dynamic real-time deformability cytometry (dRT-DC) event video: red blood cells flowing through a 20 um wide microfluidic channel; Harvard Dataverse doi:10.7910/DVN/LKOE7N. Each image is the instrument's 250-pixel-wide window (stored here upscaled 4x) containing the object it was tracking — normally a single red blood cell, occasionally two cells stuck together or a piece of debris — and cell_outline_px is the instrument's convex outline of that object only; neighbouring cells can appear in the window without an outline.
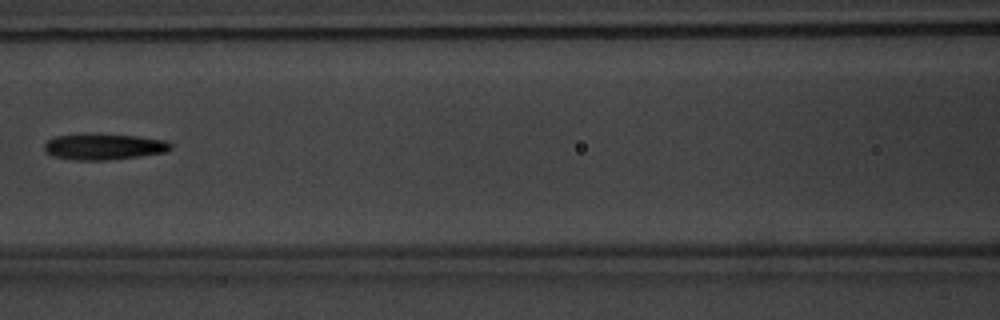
{"species": "common noctule bat (a hibernating species)", "species_latin": "Nyctalus noctula", "temperature_condition": "warm", "stored_images_in_passage": 3, "camera_frame_rate_fps": 3000, "um_per_image_px": 0.085, "animal": {"sex": "male", "body_mass_g": 20.1, "forearm_length_mm": 53.5}, "frame": {"image": 1, "passage_image": 3, "time_ms": 2.333, "image_size_px": [1000, 320], "cell_outline_px": [[172, 148], [164, 152], [140, 156], [108, 160], [76, 160], [56, 156], [48, 152], [44, 148], [44, 144], [52, 136], [80, 132], [92, 132], [136, 136], [168, 140], [172, 144]], "centroid_in_image_um": [8.82, 12.42], "position_along_channel_um": 157.8, "area_um2": 19.71}}